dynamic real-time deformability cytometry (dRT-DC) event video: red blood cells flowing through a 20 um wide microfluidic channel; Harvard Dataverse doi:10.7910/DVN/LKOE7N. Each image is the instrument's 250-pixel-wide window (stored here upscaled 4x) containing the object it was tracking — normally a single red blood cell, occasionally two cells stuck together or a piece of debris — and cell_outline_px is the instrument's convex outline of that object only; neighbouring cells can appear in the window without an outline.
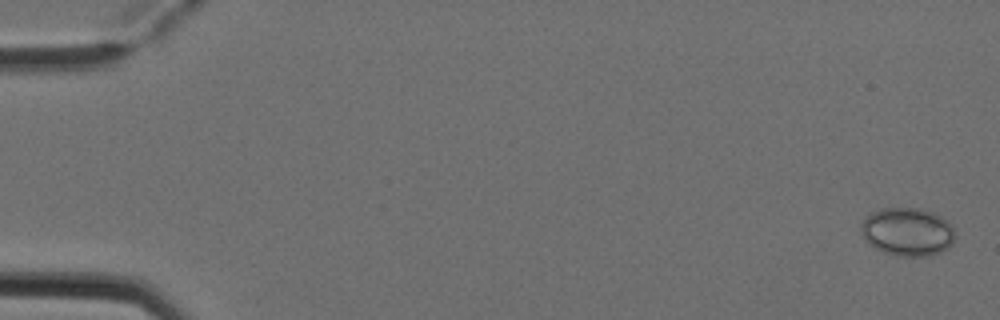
{"species": "Egyptian fruit bat (a non-hibernating species)", "species_latin": "Rousettus aegyptiacus", "temperature_condition": "cold", "stored_images_in_passage": 7, "camera_frame_rate_fps": 3000, "um_per_image_px": 0.085, "animal": {"sex": "female"}, "frame": {"image": 1, "passage_image": 1, "time_ms": 0.0, "image_size_px": [1000, 320], "cell_outline_px": [[952, 244], [948, 248], [940, 252], [928, 256], [900, 256], [884, 252], [876, 248], [860, 232], [860, 224], [872, 212], [880, 208], [916, 208], [932, 212], [948, 220], [952, 228]], "centroid_in_image_um": [77.13, 19.69], "position_along_channel_um": 7.9, "area_um2": 26.07}}